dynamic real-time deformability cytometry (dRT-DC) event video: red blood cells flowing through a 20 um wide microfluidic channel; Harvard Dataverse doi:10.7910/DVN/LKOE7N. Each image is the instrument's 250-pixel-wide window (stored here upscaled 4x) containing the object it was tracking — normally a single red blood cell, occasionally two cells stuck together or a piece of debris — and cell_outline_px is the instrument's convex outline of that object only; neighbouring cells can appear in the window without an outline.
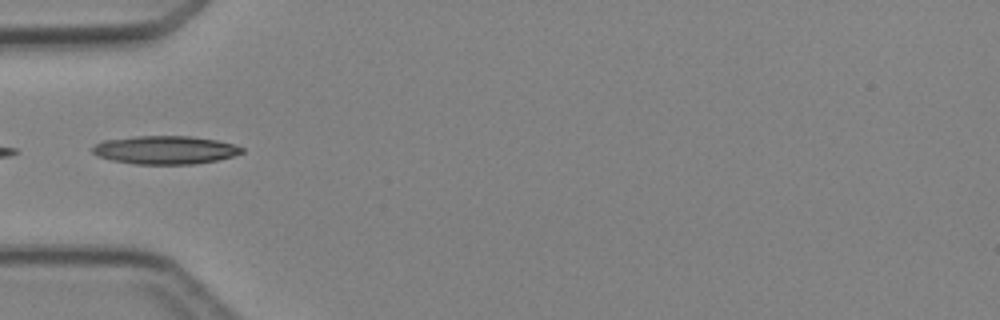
{"species": "Egyptian fruit bat (a non-hibernating species)", "species_latin": "Rousettus aegyptiacus", "temperature_condition": "cold", "stored_images_in_passage": 5, "camera_frame_rate_fps": 3000, "um_per_image_px": 0.085, "animal": {"sex": "female"}, "frame": {"image": 1, "passage_image": 4, "time_ms": 3.667, "image_size_px": [1000, 320], "cell_outline_px": [[244, 152], [232, 156], [216, 160], [192, 164], [136, 164], [112, 160], [96, 156], [92, 152], [92, 148], [96, 144], [104, 140], [136, 136], [192, 136], [216, 140], [232, 144], [244, 148]], "centroid_in_image_um": [14.02, 12.74], "position_along_channel_um": 71.0, "area_um2": 24.51}}
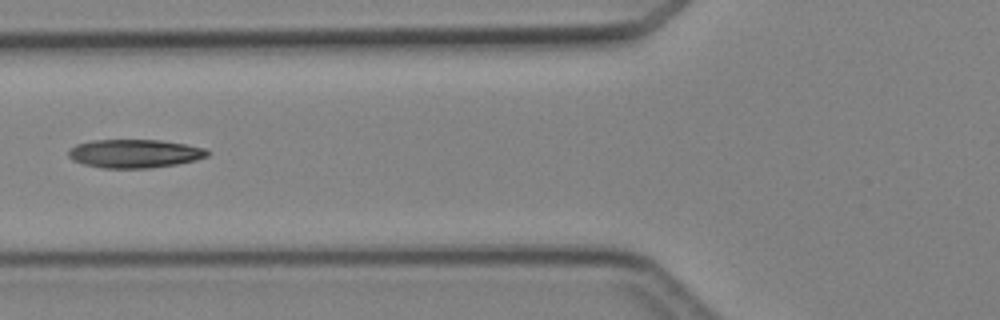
{"frame": {"image": 2, "passage_image": 5, "time_ms": 4.667, "image_size_px": [1000, 320], "cell_outline_px": [[208, 156], [196, 160], [176, 164], [148, 168], [104, 168], [84, 164], [72, 160], [68, 156], [68, 152], [76, 144], [92, 140], [160, 140], [184, 144], [204, 148], [208, 152]], "centroid_in_image_um": [11.42, 13.05], "position_along_channel_um": 114.4, "area_um2": 22.89}}